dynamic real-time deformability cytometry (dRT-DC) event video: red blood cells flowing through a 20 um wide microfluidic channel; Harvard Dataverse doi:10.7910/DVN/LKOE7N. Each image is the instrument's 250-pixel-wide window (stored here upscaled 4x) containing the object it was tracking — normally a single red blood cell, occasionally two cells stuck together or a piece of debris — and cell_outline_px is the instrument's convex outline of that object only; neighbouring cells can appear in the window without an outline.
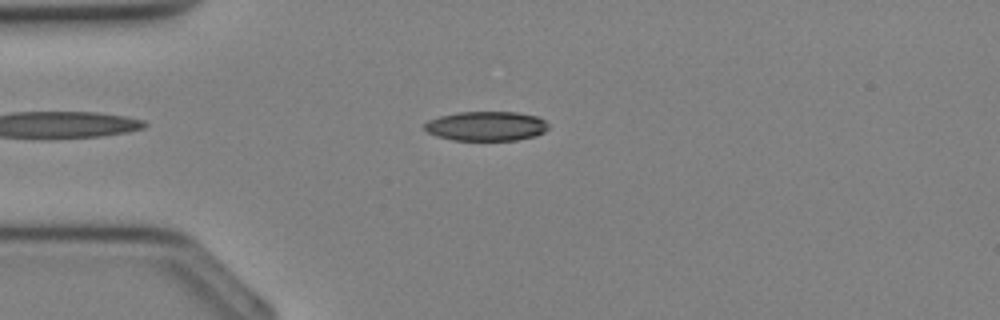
{"species": "Egyptian fruit bat (a non-hibernating species)", "species_latin": "Rousettus aegyptiacus", "temperature_condition": "cold", "stored_images_in_passage": 29, "camera_frame_rate_fps": 3000, "um_per_image_px": 0.085, "animal": {"sex": "female"}, "frame": {"image": 1, "passage_image": 3, "time_ms": 0.667, "image_size_px": [1000, 320], "cell_outline_px": [[548, 128], [544, 132], [536, 136], [516, 140], [452, 140], [436, 136], [428, 132], [424, 128], [424, 124], [428, 120], [440, 116], [460, 112], [516, 112], [536, 116], [544, 120], [548, 124]], "centroid_in_image_um": [41.33, 10.72], "position_along_channel_um": 43.7, "area_um2": 21.27}}
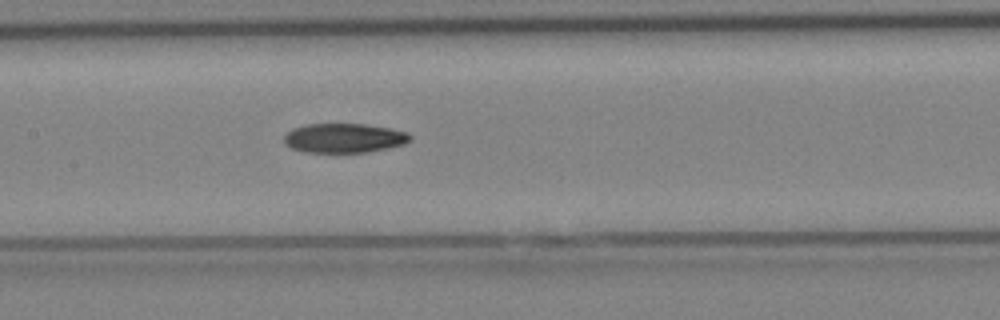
{"frame": {"image": 2, "passage_image": 11, "time_ms": 3.333, "image_size_px": [1000, 320], "cell_outline_px": [[412, 140], [404, 144], [388, 148], [368, 152], [304, 152], [292, 148], [284, 144], [284, 136], [292, 128], [308, 124], [364, 124], [392, 128], [408, 132], [412, 136]], "centroid_in_image_um": [29.28, 11.73], "position_along_channel_um": 178.1, "area_um2": 21.73}}
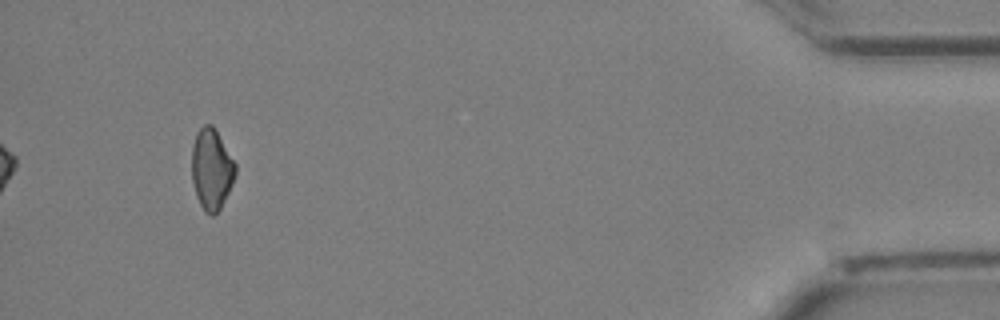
{"frame": {"image": 3, "passage_image": 27, "time_ms": 8.667, "image_size_px": [1000, 320], "cell_outline_px": [[236, 172], [232, 184], [220, 208], [212, 216], [204, 212], [196, 196], [192, 180], [192, 148], [196, 132], [204, 124], [212, 124], [236, 164]], "centroid_in_image_um": [17.97, 14.38], "position_along_channel_um": 417.2, "area_um2": 20.4}}